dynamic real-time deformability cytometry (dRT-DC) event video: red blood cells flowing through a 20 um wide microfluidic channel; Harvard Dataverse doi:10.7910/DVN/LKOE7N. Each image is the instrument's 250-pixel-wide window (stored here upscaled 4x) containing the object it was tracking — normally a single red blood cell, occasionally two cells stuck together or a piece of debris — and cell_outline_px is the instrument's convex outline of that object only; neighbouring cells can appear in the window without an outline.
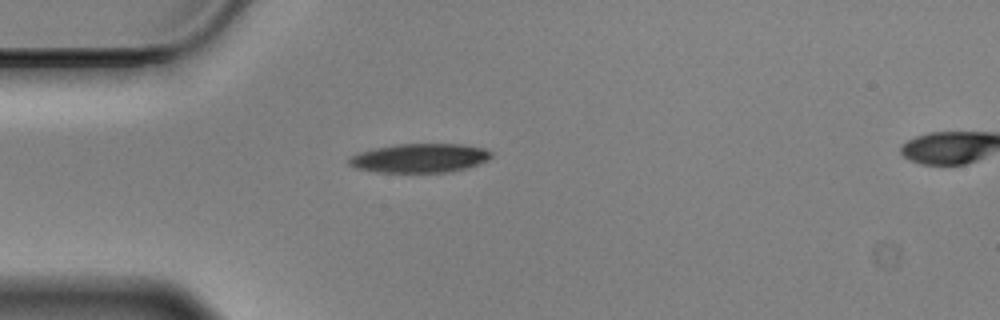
{"species": "Egyptian fruit bat (a non-hibernating species)", "species_latin": "Rousettus aegyptiacus", "temperature_condition": "cold", "stored_images_in_passage": 43, "camera_frame_rate_fps": 3000, "um_per_image_px": 0.085, "animal": {"sex": "male"}, "frame": {"image": 1, "passage_image": 1, "time_ms": 0.0, "image_size_px": [1000, 320], "cell_outline_px": [[492, 156], [488, 160], [468, 168], [448, 172], [376, 172], [356, 168], [348, 164], [348, 160], [352, 156], [360, 152], [376, 148], [396, 144], [460, 144], [484, 148], [492, 152]], "centroid_in_image_um": [35.7, 13.44], "position_along_channel_um": 49.3, "area_um2": 23.99}}
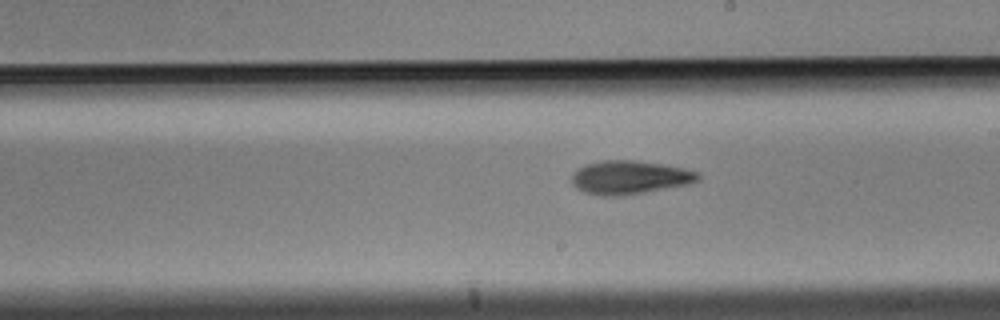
{"frame": {"image": 2, "passage_image": 18, "time_ms": 5.667, "image_size_px": [1000, 320], "cell_outline_px": [[700, 180], [688, 184], [644, 192], [620, 196], [600, 196], [584, 192], [576, 188], [572, 184], [572, 176], [580, 168], [588, 164], [604, 160], [636, 160], [684, 168], [700, 172]], "centroid_in_image_um": [53.55, 15.08], "position_along_channel_um": 235.5, "area_um2": 24.51}}
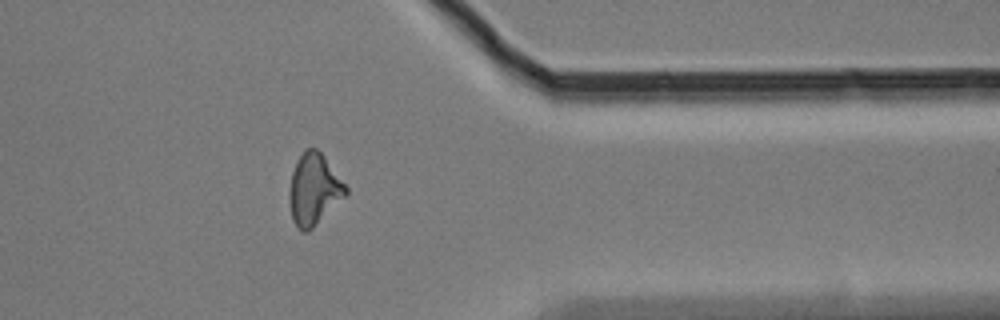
{"frame": {"image": 3, "passage_image": 32, "time_ms": 10.333, "image_size_px": [1000, 320], "cell_outline_px": [[348, 192], [308, 232], [300, 232], [296, 228], [292, 220], [288, 200], [288, 192], [292, 172], [296, 160], [304, 148], [316, 148], [324, 156], [348, 188]], "centroid_in_image_um": [26.63, 16.1], "position_along_channel_um": 384.8, "area_um2": 23.47}, "authors_computed_cell_mechanics": {"area_um2": 23.4668, "velocity_mm_per_s": 3.4828, "shape_relaxation_time_tau1_ms": 5.5989, "shape_relaxation_time_tau2_ms": null, "deformation_change_tau1": 0.1582, "deformation_change_tau2": null}}